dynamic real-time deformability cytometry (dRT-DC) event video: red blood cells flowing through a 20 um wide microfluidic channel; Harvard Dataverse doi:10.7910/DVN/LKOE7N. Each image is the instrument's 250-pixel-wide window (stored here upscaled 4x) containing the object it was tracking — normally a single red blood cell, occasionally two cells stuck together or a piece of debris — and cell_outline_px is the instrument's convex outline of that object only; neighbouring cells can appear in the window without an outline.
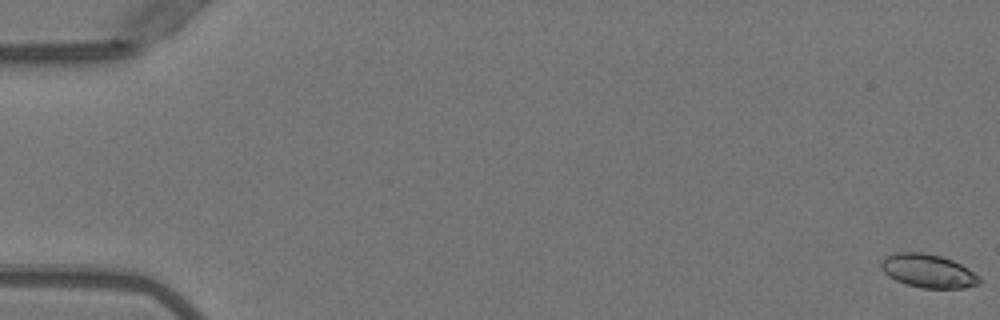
{"species": "Egyptian fruit bat (a non-hibernating species)", "species_latin": "Rousettus aegyptiacus", "temperature_condition": "warm", "stored_images_in_passage": 52, "camera_frame_rate_fps": 3000, "um_per_image_px": 0.085, "animal": {"sex": "female"}, "frame": {"image": 1, "passage_image": 1, "time_ms": 0.0, "image_size_px": [1000, 320], "cell_outline_px": [[980, 284], [964, 288], [920, 288], [896, 280], [888, 276], [880, 268], [880, 264], [884, 256], [896, 252], [924, 252], [940, 256], [952, 260], [968, 268], [980, 276]], "centroid_in_image_um": [78.88, 23.02], "position_along_channel_um": 6.1, "area_um2": 19.31}}
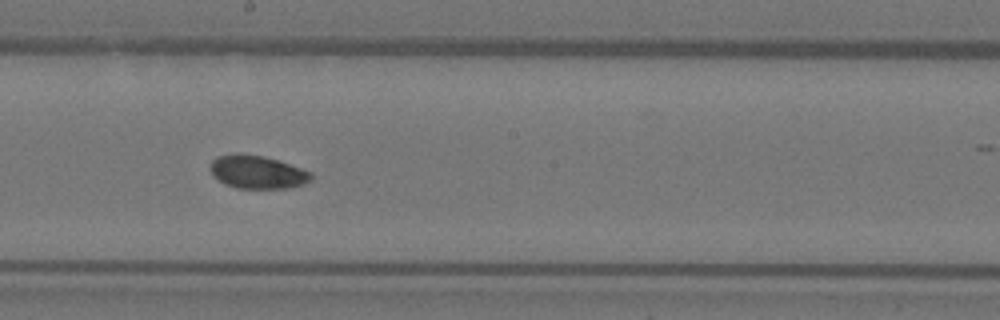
{"frame": {"image": 2, "passage_image": 30, "time_ms": 9.667, "image_size_px": [1000, 320], "cell_outline_px": [[312, 180], [304, 184], [292, 188], [236, 188], [224, 184], [212, 172], [212, 160], [216, 156], [232, 152], [240, 152], [264, 156], [312, 172]], "centroid_in_image_um": [21.89, 14.61], "position_along_channel_um": 226.3, "area_um2": 19.54}}
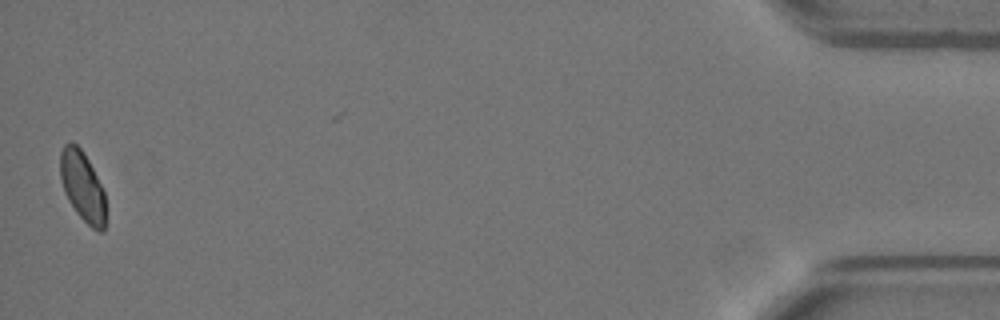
{"frame": {"image": 3, "passage_image": 52, "time_ms": 17.0, "image_size_px": [1000, 320], "cell_outline_px": [[104, 232], [100, 232], [92, 228], [76, 212], [68, 200], [64, 192], [60, 180], [60, 152], [64, 144], [72, 140], [80, 148], [88, 160], [104, 192]], "centroid_in_image_um": [6.97, 15.81], "position_along_channel_um": 428.2, "area_um2": 18.32}, "authors_computed_cell_mechanics": {"area_um2": 19.3052, "velocity_mm_per_s": 3.971, "shape_relaxation_time_tau1_ms": null, "shape_relaxation_time_tau2_ms": 2.1442, "deformation_change_tau1": null, "deformation_change_tau2": 0.0501}}